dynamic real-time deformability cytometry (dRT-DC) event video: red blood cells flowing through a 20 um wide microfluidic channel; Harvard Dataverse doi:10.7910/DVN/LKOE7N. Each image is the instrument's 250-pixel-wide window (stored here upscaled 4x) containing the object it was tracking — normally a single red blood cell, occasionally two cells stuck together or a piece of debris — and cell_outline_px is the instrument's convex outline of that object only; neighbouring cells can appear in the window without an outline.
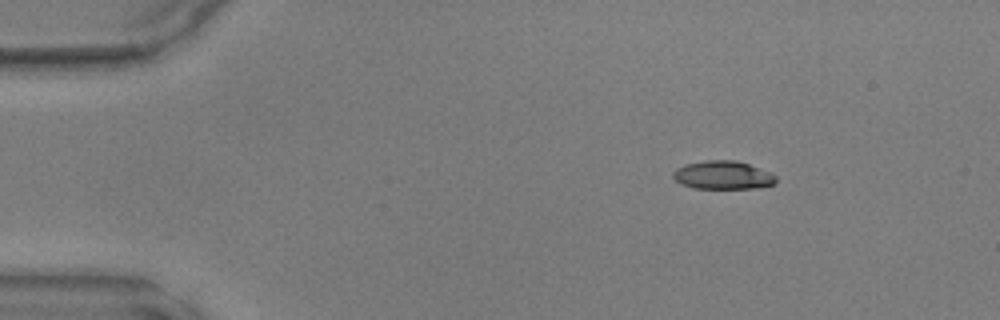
{"species": "common noctule bat (a hibernating species)", "species_latin": "Nyctalus noctula", "temperature_condition": "warm", "stored_images_in_passage": 14, "camera_frame_rate_fps": 3000, "um_per_image_px": 0.085, "animal": {"sex": "male", "body_mass_g": 17.9, "forearm_length_mm": 54.2}, "frame": {"image": 1, "passage_image": 7, "time_ms": 2.0, "image_size_px": [1000, 320], "cell_outline_px": [[776, 184], [760, 188], [692, 188], [680, 184], [672, 176], [672, 172], [676, 168], [684, 164], [704, 160], [736, 160], [748, 164], [768, 172], [776, 176]], "centroid_in_image_um": [61.41, 14.89], "position_along_channel_um": 23.6, "area_um2": 17.11}}